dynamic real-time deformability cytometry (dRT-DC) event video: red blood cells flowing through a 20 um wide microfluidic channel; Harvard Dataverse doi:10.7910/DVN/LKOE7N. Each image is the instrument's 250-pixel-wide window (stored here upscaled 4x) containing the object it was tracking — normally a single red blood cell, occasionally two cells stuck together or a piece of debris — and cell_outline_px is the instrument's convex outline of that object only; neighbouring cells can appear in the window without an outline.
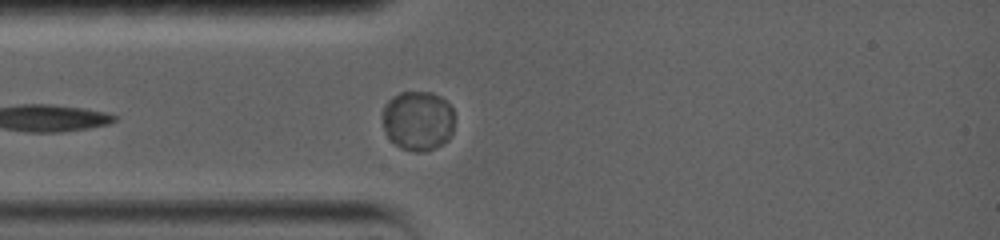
{"species": "common noctule bat (a hibernating species)", "species_latin": "Nyctalus noctula", "temperature_condition": "warm", "stored_images_in_passage": 3, "camera_frame_rate_fps": 5000, "um_per_image_px": 0.085, "animal": {"sex": "female", "body_mass_g": 19.0, "forearm_length_mm": 56.7}, "frame": {"image": 1, "passage_image": 3, "time_ms": 1.4, "image_size_px": [1000, 240], "cell_outline_px": [[452, 136], [448, 140], [436, 148], [424, 152], [416, 152], [400, 148], [388, 136], [384, 128], [380, 116], [380, 112], [384, 104], [392, 96], [400, 92], [432, 92], [440, 96], [452, 108]], "centroid_in_image_um": [35.48, 10.25], "position_along_channel_um": 49.5, "area_um2": 25.37}}